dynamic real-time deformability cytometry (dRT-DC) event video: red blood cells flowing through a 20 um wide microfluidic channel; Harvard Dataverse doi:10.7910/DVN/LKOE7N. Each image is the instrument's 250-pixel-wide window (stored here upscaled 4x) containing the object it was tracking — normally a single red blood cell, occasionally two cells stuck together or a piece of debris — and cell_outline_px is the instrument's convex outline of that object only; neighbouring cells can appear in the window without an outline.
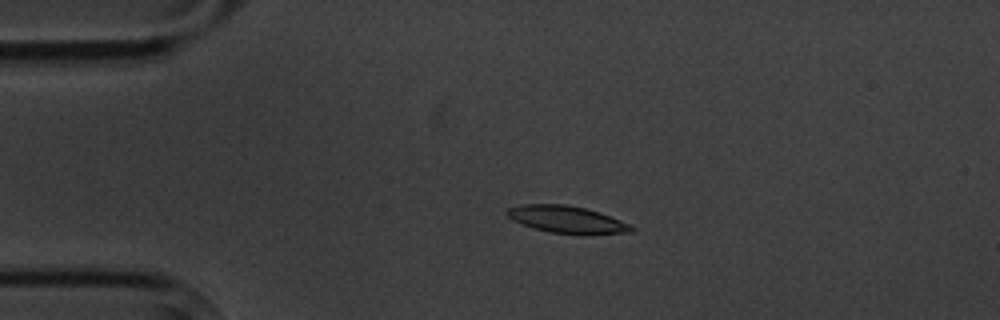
{"species": "common noctule bat (a hibernating species)", "species_latin": "Nyctalus noctula", "temperature_condition": "cold", "stored_images_in_passage": 4, "camera_frame_rate_fps": 3000, "um_per_image_px": 0.085, "animal": {"sex": "male", "body_mass_g": 20.1, "forearm_length_mm": 53.5}, "frame": {"image": 1, "passage_image": 3, "time_ms": 2.333, "image_size_px": [1000, 320], "cell_outline_px": [[636, 228], [632, 232], [584, 236], [580, 236], [552, 232], [532, 228], [520, 224], [512, 220], [504, 212], [508, 208], [520, 204], [564, 204], [584, 208], [600, 212], [620, 220]], "centroid_in_image_um": [48.18, 18.68], "position_along_channel_um": 36.8, "area_um2": 20.17}}